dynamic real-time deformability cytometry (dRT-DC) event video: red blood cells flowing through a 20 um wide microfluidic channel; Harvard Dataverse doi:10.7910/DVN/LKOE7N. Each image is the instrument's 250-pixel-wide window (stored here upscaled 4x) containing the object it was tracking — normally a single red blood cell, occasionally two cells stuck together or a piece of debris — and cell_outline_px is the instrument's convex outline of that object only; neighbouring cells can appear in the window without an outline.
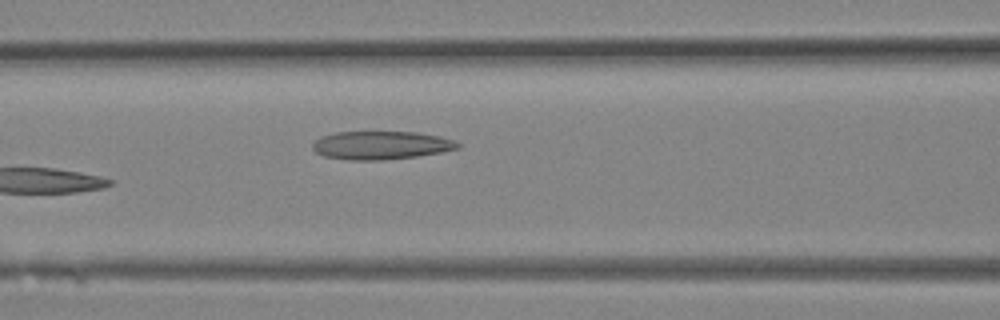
{"species": "Egyptian fruit bat (a non-hibernating species)", "species_latin": "Rousettus aegyptiacus", "temperature_condition": "room temperature", "stored_images_in_passage": 14, "camera_frame_rate_fps": 3000, "um_per_image_px": 0.085, "animal": {"sex": "female"}, "frame": {"image": 1, "passage_image": 14, "time_ms": 4.333, "image_size_px": [1000, 320], "cell_outline_px": [[460, 148], [440, 152], [416, 156], [380, 160], [348, 160], [324, 156], [316, 152], [312, 148], [312, 144], [320, 136], [336, 132], [416, 132], [440, 136], [452, 140], [460, 144]], "centroid_in_image_um": [32.36, 12.34], "position_along_channel_um": 134.2, "area_um2": 23.81}}